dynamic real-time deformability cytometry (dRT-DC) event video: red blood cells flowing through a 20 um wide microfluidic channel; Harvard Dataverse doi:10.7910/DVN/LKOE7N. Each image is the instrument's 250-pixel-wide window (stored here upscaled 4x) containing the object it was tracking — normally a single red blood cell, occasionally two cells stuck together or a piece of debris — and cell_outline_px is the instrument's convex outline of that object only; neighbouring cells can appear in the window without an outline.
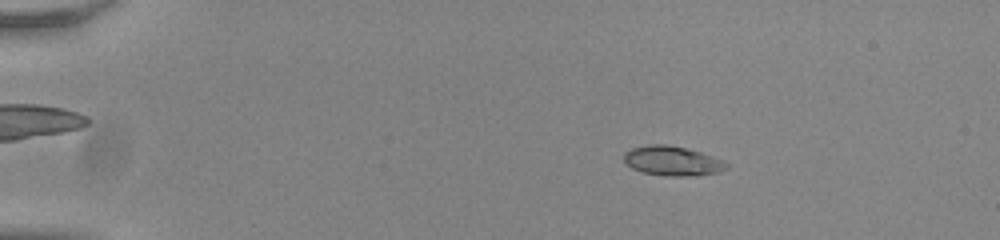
{"species": "common noctule bat (a hibernating species)", "species_latin": "Nyctalus noctula", "temperature_condition": "room temperature", "stored_images_in_passage": 53, "camera_frame_rate_fps": 3000, "um_per_image_px": 0.085, "animal": {"sex": "male", "body_mass_g": 20.0, "forearm_length_mm": 53.3}, "frame": {"image": 1, "passage_image": 8, "time_ms": 2.333, "image_size_px": [1000, 240], "cell_outline_px": [[728, 168], [720, 172], [688, 176], [664, 176], [644, 172], [632, 168], [624, 160], [624, 152], [632, 148], [648, 144], [664, 144], [684, 148], [700, 152], [724, 160], [728, 164]], "centroid_in_image_um": [57.16, 13.68], "position_along_channel_um": 27.8, "area_um2": 17.57}}
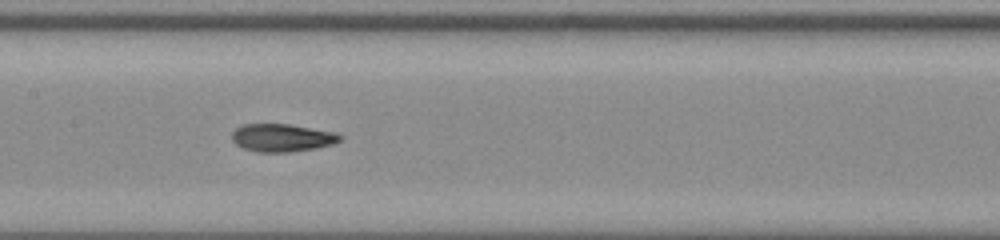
{"frame": {"image": 2, "passage_image": 27, "time_ms": 8.667, "image_size_px": [1000, 240], "cell_outline_px": [[344, 136], [340, 140], [332, 144], [316, 148], [288, 152], [256, 152], [244, 148], [236, 144], [232, 140], [232, 132], [236, 128], [244, 124], [288, 124], [332, 132]], "centroid_in_image_um": [23.94, 11.71], "position_along_channel_um": 183.5, "area_um2": 17.34}}
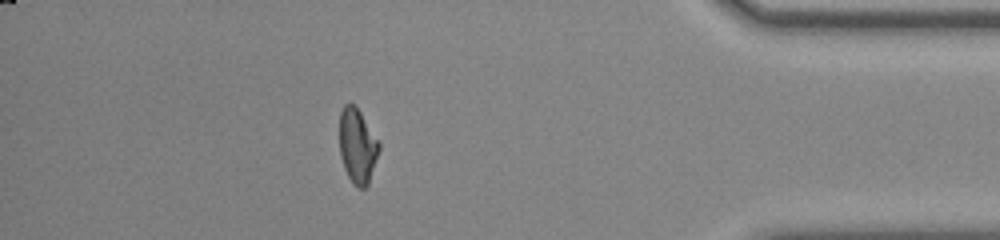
{"frame": {"image": 3, "passage_image": 47, "time_ms": 15.333, "image_size_px": [1000, 240], "cell_outline_px": [[380, 148], [368, 184], [364, 188], [356, 188], [352, 184], [344, 168], [340, 156], [340, 112], [344, 104], [352, 104], [360, 112], [380, 144]], "centroid_in_image_um": [30.37, 12.44], "position_along_channel_um": 404.8, "area_um2": 16.99}, "authors_computed_cell_mechanics": {"area_um2": 17.4556, "velocity_mm_per_s": 3.8382, "shape_relaxation_time_tau1_ms": 4.0441, "shape_relaxation_time_tau2_ms": 1.2302, "deformation_change_tau1": 0.1804, "deformation_change_tau2": 0.0572}}